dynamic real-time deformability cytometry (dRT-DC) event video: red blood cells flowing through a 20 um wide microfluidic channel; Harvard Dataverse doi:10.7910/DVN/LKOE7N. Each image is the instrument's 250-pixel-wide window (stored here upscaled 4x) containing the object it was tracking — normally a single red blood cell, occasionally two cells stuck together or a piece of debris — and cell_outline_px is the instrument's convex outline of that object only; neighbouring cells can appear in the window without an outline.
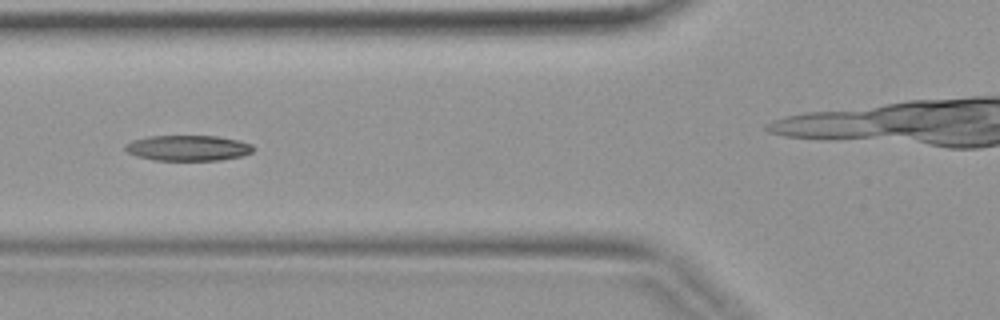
{"species": "common noctule bat (a hibernating species)", "species_latin": "Nyctalus noctula", "temperature_condition": "warm", "stored_images_in_passage": 7, "camera_frame_rate_fps": 3000, "um_per_image_px": 0.085, "animal": {"sex": "female", "body_mass_g": 19.9}, "frame": {"image": 1, "passage_image": 5, "time_ms": 1.333, "image_size_px": [1000, 320], "cell_outline_px": [[256, 148], [252, 152], [240, 156], [220, 160], [152, 160], [136, 156], [128, 152], [124, 148], [124, 144], [132, 140], [148, 136], [216, 136], [240, 140], [252, 144]], "centroid_in_image_um": [15.98, 12.57], "position_along_channel_um": 109.8, "area_um2": 19.19}}